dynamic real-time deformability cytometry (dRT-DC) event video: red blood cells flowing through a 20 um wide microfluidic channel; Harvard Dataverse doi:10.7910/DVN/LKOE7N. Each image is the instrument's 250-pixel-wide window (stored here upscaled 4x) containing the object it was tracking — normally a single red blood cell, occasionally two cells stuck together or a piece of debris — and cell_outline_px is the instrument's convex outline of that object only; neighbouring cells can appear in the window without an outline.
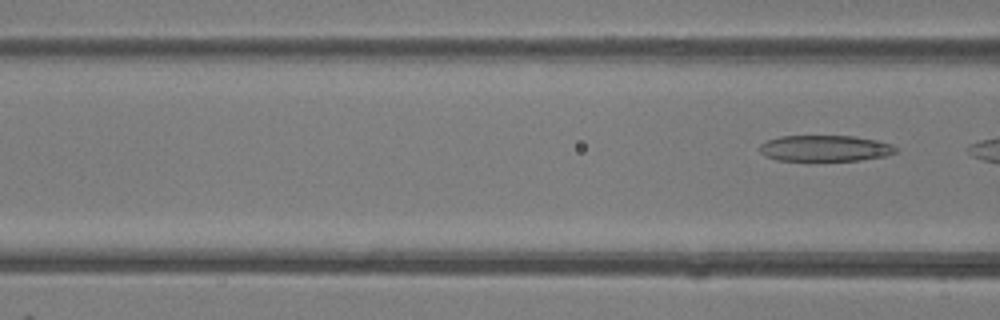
{"species": "common noctule bat (a hibernating species)", "species_latin": "Nyctalus noctula", "temperature_condition": "room temperature", "stored_images_in_passage": 5, "segment_of_instrument_passage": [2, 2], "camera_frame_rate_fps": 3000, "um_per_image_px": 0.085, "animal": {"sex": "female"}, "frame": {"image": 1, "passage_image": 5, "time_ms": 1.333, "image_size_px": [1000, 320], "cell_outline_px": [[896, 152], [884, 156], [860, 160], [812, 164], [776, 160], [764, 156], [760, 152], [760, 144], [768, 140], [780, 136], [852, 136], [876, 140], [892, 144], [896, 148]], "centroid_in_image_um": [70.06, 12.66], "position_along_channel_um": 96.5, "area_um2": 21.73}}